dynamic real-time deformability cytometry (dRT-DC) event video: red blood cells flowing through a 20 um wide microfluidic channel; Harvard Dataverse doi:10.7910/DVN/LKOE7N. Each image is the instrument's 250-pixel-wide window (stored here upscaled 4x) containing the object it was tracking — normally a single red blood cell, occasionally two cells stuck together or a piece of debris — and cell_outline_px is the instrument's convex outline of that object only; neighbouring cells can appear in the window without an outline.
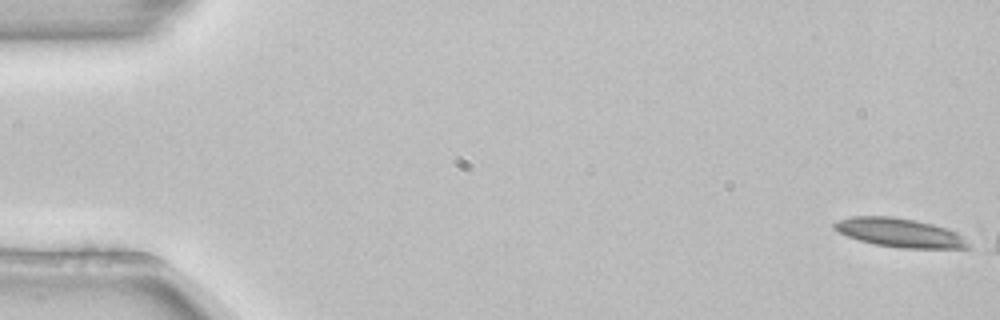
{"species": "common noctule bat (a hibernating species)", "species_latin": "Nyctalus noctula", "temperature_condition": "room temperature", "stored_images_in_passage": 5, "camera_frame_rate_fps": 3000, "um_per_image_px": 0.085, "animal": {"sex": "female", "body_mass_g": 22.7, "forearm_length_mm": 54.2}, "frame": {"image": 1, "passage_image": 1, "time_ms": 0.0, "image_size_px": [1000, 320], "cell_outline_px": [[972, 248], [900, 248], [876, 244], [860, 240], [848, 236], [832, 228], [832, 224], [836, 220], [852, 216], [892, 216], [932, 224], [956, 232], [972, 244]], "centroid_in_image_um": [76.46, 19.78], "position_along_channel_um": 8.5, "area_um2": 22.43}}